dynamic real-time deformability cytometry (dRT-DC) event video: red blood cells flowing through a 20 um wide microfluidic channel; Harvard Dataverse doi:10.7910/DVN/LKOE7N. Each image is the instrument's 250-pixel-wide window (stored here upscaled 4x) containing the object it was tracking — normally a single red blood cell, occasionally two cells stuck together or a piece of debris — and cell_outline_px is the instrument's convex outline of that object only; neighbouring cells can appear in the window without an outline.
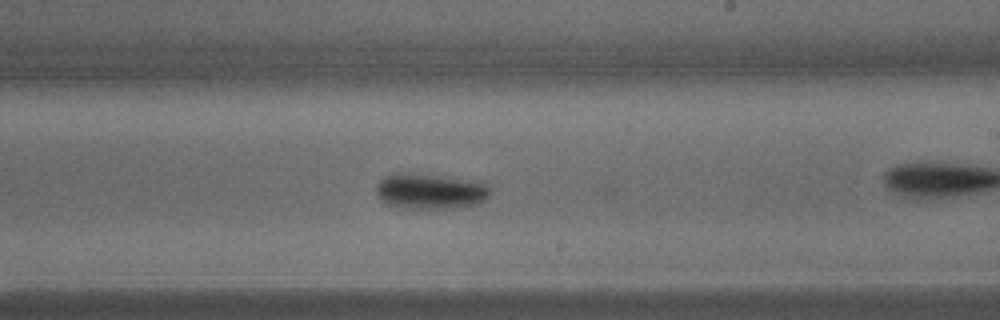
{"species": "common noctule bat (a hibernating species)", "species_latin": "Nyctalus noctula", "temperature_condition": "warm", "stored_images_in_passage": 35, "camera_frame_rate_fps": 3000, "um_per_image_px": 0.085, "animal": {"sex": "male", "body_mass_g": 15.6}, "frame": {"image": 1, "passage_image": 19, "time_ms": 6.0, "image_size_px": [1000, 320], "cell_outline_px": [[492, 192], [484, 200], [476, 204], [444, 208], [404, 208], [388, 204], [380, 200], [376, 192], [376, 184], [384, 176], [392, 172], [408, 172], [484, 180], [492, 188]], "centroid_in_image_um": [36.6, 16.21], "position_along_channel_um": 252.4, "area_um2": 24.28}}
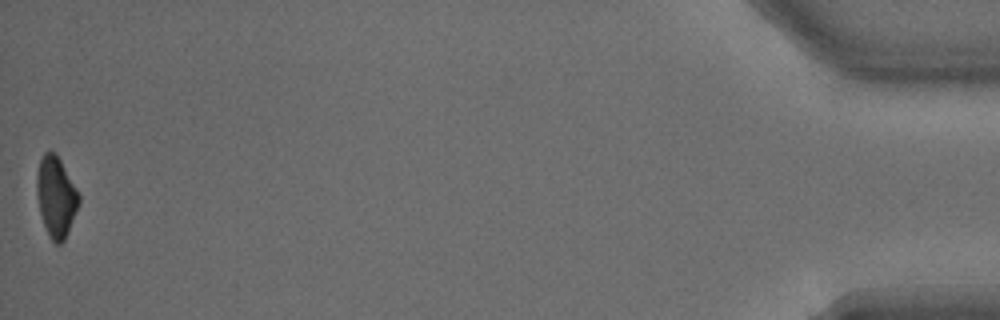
{"frame": {"image": 2, "passage_image": 35, "time_ms": 11.333, "image_size_px": [1000, 320], "cell_outline_px": [[80, 204], [68, 232], [64, 240], [60, 244], [56, 244], [48, 236], [40, 212], [36, 196], [36, 176], [40, 160], [44, 152], [56, 152], [80, 192]], "centroid_in_image_um": [4.78, 16.71], "position_along_channel_um": 430.4, "area_um2": 20.11}}